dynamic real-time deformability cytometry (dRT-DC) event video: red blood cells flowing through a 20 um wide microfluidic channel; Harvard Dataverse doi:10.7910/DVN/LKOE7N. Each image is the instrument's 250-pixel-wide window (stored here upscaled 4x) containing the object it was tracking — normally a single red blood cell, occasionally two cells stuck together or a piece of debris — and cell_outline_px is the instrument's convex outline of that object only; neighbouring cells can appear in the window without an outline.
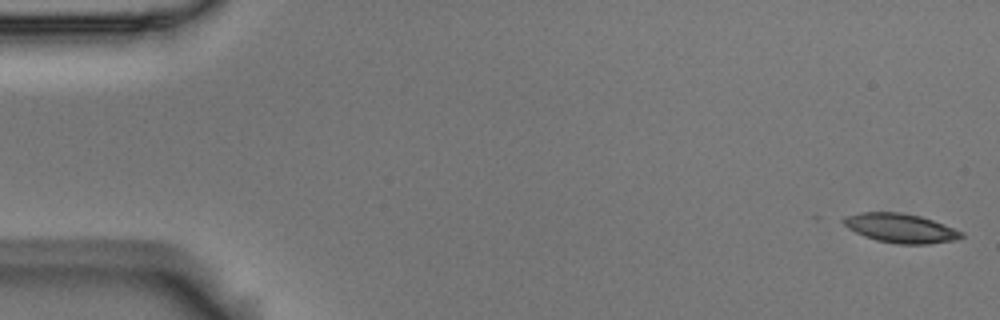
{"species": "Egyptian fruit bat (a non-hibernating species)", "species_latin": "Rousettus aegyptiacus", "temperature_condition": "room temperature", "stored_images_in_passage": 5, "camera_frame_rate_fps": 3000, "um_per_image_px": 0.085, "animal": {"sex": "male"}, "frame": {"image": 1, "passage_image": 1, "time_ms": 0.0, "image_size_px": [1000, 320], "cell_outline_px": [[964, 236], [952, 240], [928, 244], [900, 244], [876, 240], [864, 236], [848, 228], [840, 220], [844, 216], [860, 212], [900, 212], [920, 216], [944, 224], [964, 232]], "centroid_in_image_um": [76.52, 19.38], "position_along_channel_um": 8.5, "area_um2": 20.0}}
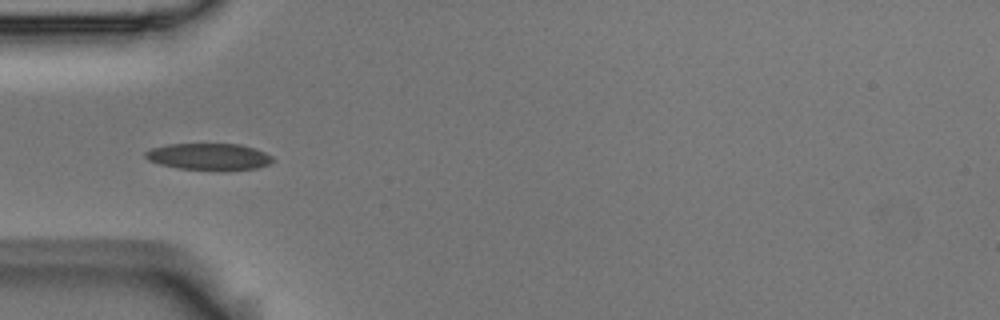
{"frame": {"image": 2, "passage_image": 5, "time_ms": 1.333, "image_size_px": [1000, 320], "cell_outline_px": [[276, 160], [268, 164], [256, 168], [176, 168], [160, 164], [148, 160], [144, 156], [144, 152], [152, 148], [168, 144], [240, 144], [256, 148], [272, 156]], "centroid_in_image_um": [17.74, 13.27], "position_along_channel_um": 67.3, "area_um2": 19.19}}